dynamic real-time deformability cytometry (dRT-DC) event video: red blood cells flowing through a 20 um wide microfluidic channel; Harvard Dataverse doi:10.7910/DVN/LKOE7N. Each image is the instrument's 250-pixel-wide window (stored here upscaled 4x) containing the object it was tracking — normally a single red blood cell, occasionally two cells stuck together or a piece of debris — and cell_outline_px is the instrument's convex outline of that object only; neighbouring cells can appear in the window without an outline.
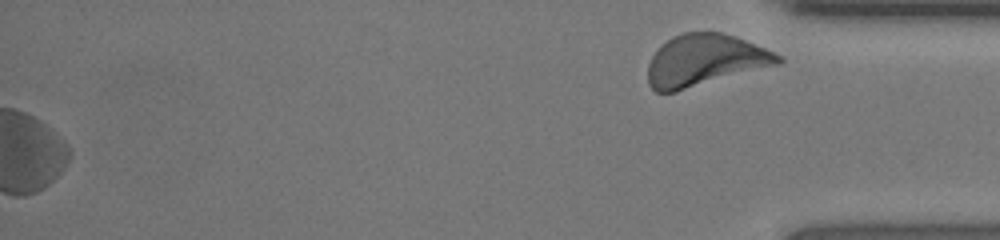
{"species": "human", "species_latin": "Homo sapiens", "temperature_condition": "room temperature", "stored_images_in_passage": 48, "segment_of_instrument_passage": [2, 2], "camera_frame_rate_fps": 3000, "um_per_image_px": 0.085, "donor": {"sex": "female"}, "frame": {"image": 1, "passage_image": 48, "time_ms": 15.667, "image_size_px": [1000, 240], "cell_outline_px": [[784, 60], [780, 64], [676, 92], [656, 92], [648, 84], [648, 64], [652, 56], [672, 36], [684, 32], [720, 32], [736, 36], [784, 56]], "centroid_in_image_um": [59.95, 5.14], "position_along_channel_um": 375.3, "area_um2": 39.25}}